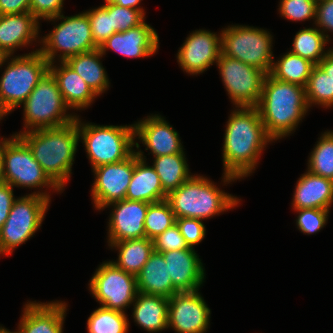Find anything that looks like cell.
I'll return each instance as SVG.
<instances>
[{"label": "cell", "mask_w": 333, "mask_h": 333, "mask_svg": "<svg viewBox=\"0 0 333 333\" xmlns=\"http://www.w3.org/2000/svg\"><path fill=\"white\" fill-rule=\"evenodd\" d=\"M315 24L320 27L319 30L325 35L329 30L333 31V0H318L316 10ZM321 27L323 29H321ZM328 29V30H327ZM324 31V32H323Z\"/></svg>", "instance_id": "ee69618b"}, {"label": "cell", "mask_w": 333, "mask_h": 333, "mask_svg": "<svg viewBox=\"0 0 333 333\" xmlns=\"http://www.w3.org/2000/svg\"><path fill=\"white\" fill-rule=\"evenodd\" d=\"M178 218L208 219L234 208L240 199L227 194L208 178L192 175L177 189L171 191L166 199Z\"/></svg>", "instance_id": "277c9868"}, {"label": "cell", "mask_w": 333, "mask_h": 333, "mask_svg": "<svg viewBox=\"0 0 333 333\" xmlns=\"http://www.w3.org/2000/svg\"><path fill=\"white\" fill-rule=\"evenodd\" d=\"M102 56L103 54L98 48L90 52L77 54L65 61L97 96L109 87L107 74L100 62Z\"/></svg>", "instance_id": "83f0119b"}, {"label": "cell", "mask_w": 333, "mask_h": 333, "mask_svg": "<svg viewBox=\"0 0 333 333\" xmlns=\"http://www.w3.org/2000/svg\"><path fill=\"white\" fill-rule=\"evenodd\" d=\"M134 136L154 157L184 153L179 134L160 115H152L134 124Z\"/></svg>", "instance_id": "ac0fdd59"}, {"label": "cell", "mask_w": 333, "mask_h": 333, "mask_svg": "<svg viewBox=\"0 0 333 333\" xmlns=\"http://www.w3.org/2000/svg\"><path fill=\"white\" fill-rule=\"evenodd\" d=\"M60 65L56 67L54 63H50L49 71L55 77L65 103L69 108L77 110L90 106L97 95L65 62H61Z\"/></svg>", "instance_id": "484cf974"}, {"label": "cell", "mask_w": 333, "mask_h": 333, "mask_svg": "<svg viewBox=\"0 0 333 333\" xmlns=\"http://www.w3.org/2000/svg\"><path fill=\"white\" fill-rule=\"evenodd\" d=\"M14 135H18L27 144L34 159L49 178L63 190L70 178L80 141L76 120L59 127L20 131Z\"/></svg>", "instance_id": "3957f363"}, {"label": "cell", "mask_w": 333, "mask_h": 333, "mask_svg": "<svg viewBox=\"0 0 333 333\" xmlns=\"http://www.w3.org/2000/svg\"><path fill=\"white\" fill-rule=\"evenodd\" d=\"M153 246L154 250L160 253L190 248L176 223L153 239Z\"/></svg>", "instance_id": "60d3db41"}, {"label": "cell", "mask_w": 333, "mask_h": 333, "mask_svg": "<svg viewBox=\"0 0 333 333\" xmlns=\"http://www.w3.org/2000/svg\"><path fill=\"white\" fill-rule=\"evenodd\" d=\"M89 288L102 307L121 312H125L138 294L136 276L121 270L112 261L96 269Z\"/></svg>", "instance_id": "4fadbf2b"}, {"label": "cell", "mask_w": 333, "mask_h": 333, "mask_svg": "<svg viewBox=\"0 0 333 333\" xmlns=\"http://www.w3.org/2000/svg\"><path fill=\"white\" fill-rule=\"evenodd\" d=\"M224 87L235 107H256L267 73L262 69L227 57L222 52L216 62Z\"/></svg>", "instance_id": "7c38bea8"}, {"label": "cell", "mask_w": 333, "mask_h": 333, "mask_svg": "<svg viewBox=\"0 0 333 333\" xmlns=\"http://www.w3.org/2000/svg\"><path fill=\"white\" fill-rule=\"evenodd\" d=\"M31 0H0V15L30 12Z\"/></svg>", "instance_id": "bcb514c9"}, {"label": "cell", "mask_w": 333, "mask_h": 333, "mask_svg": "<svg viewBox=\"0 0 333 333\" xmlns=\"http://www.w3.org/2000/svg\"><path fill=\"white\" fill-rule=\"evenodd\" d=\"M38 25L31 12L0 15V49L10 58L16 48L36 40Z\"/></svg>", "instance_id": "7402d4cb"}, {"label": "cell", "mask_w": 333, "mask_h": 333, "mask_svg": "<svg viewBox=\"0 0 333 333\" xmlns=\"http://www.w3.org/2000/svg\"><path fill=\"white\" fill-rule=\"evenodd\" d=\"M79 138L85 144V150L93 168L117 163L128 158L140 147L134 142V124L129 126L95 125L81 123L76 118Z\"/></svg>", "instance_id": "5b68a950"}, {"label": "cell", "mask_w": 333, "mask_h": 333, "mask_svg": "<svg viewBox=\"0 0 333 333\" xmlns=\"http://www.w3.org/2000/svg\"><path fill=\"white\" fill-rule=\"evenodd\" d=\"M145 12L112 3V21L116 32H124L142 24Z\"/></svg>", "instance_id": "ab89813d"}, {"label": "cell", "mask_w": 333, "mask_h": 333, "mask_svg": "<svg viewBox=\"0 0 333 333\" xmlns=\"http://www.w3.org/2000/svg\"><path fill=\"white\" fill-rule=\"evenodd\" d=\"M293 209L319 208L329 210L333 202V181L307 171L297 181Z\"/></svg>", "instance_id": "603a6c76"}, {"label": "cell", "mask_w": 333, "mask_h": 333, "mask_svg": "<svg viewBox=\"0 0 333 333\" xmlns=\"http://www.w3.org/2000/svg\"><path fill=\"white\" fill-rule=\"evenodd\" d=\"M158 47V34L150 25L143 22L127 31L112 34L99 49L103 55L107 49H111L125 57L141 58L153 55Z\"/></svg>", "instance_id": "d6986e66"}, {"label": "cell", "mask_w": 333, "mask_h": 333, "mask_svg": "<svg viewBox=\"0 0 333 333\" xmlns=\"http://www.w3.org/2000/svg\"><path fill=\"white\" fill-rule=\"evenodd\" d=\"M8 57H9V56H7L6 53L3 52V51L0 49V66H2V64H3L4 62H6L7 59L9 60Z\"/></svg>", "instance_id": "681fc988"}, {"label": "cell", "mask_w": 333, "mask_h": 333, "mask_svg": "<svg viewBox=\"0 0 333 333\" xmlns=\"http://www.w3.org/2000/svg\"><path fill=\"white\" fill-rule=\"evenodd\" d=\"M105 2H112L122 7L144 11L142 8H140V6L137 7L141 0H105Z\"/></svg>", "instance_id": "c3c4849f"}, {"label": "cell", "mask_w": 333, "mask_h": 333, "mask_svg": "<svg viewBox=\"0 0 333 333\" xmlns=\"http://www.w3.org/2000/svg\"><path fill=\"white\" fill-rule=\"evenodd\" d=\"M168 305L167 297L138 292L133 302L134 321L149 332L162 331L168 328Z\"/></svg>", "instance_id": "4316f807"}, {"label": "cell", "mask_w": 333, "mask_h": 333, "mask_svg": "<svg viewBox=\"0 0 333 333\" xmlns=\"http://www.w3.org/2000/svg\"><path fill=\"white\" fill-rule=\"evenodd\" d=\"M154 158L152 167L158 174L162 188L167 194L177 189L192 176L184 153Z\"/></svg>", "instance_id": "f546056e"}, {"label": "cell", "mask_w": 333, "mask_h": 333, "mask_svg": "<svg viewBox=\"0 0 333 333\" xmlns=\"http://www.w3.org/2000/svg\"><path fill=\"white\" fill-rule=\"evenodd\" d=\"M318 65L333 79V49H330Z\"/></svg>", "instance_id": "7dc6e473"}, {"label": "cell", "mask_w": 333, "mask_h": 333, "mask_svg": "<svg viewBox=\"0 0 333 333\" xmlns=\"http://www.w3.org/2000/svg\"><path fill=\"white\" fill-rule=\"evenodd\" d=\"M64 0H31L30 12L39 19H49L59 16L62 12Z\"/></svg>", "instance_id": "7bdbcfd3"}, {"label": "cell", "mask_w": 333, "mask_h": 333, "mask_svg": "<svg viewBox=\"0 0 333 333\" xmlns=\"http://www.w3.org/2000/svg\"><path fill=\"white\" fill-rule=\"evenodd\" d=\"M295 211L299 212L296 219L297 227L307 235L320 231L328 220L329 210L327 209L307 208Z\"/></svg>", "instance_id": "f35d334b"}, {"label": "cell", "mask_w": 333, "mask_h": 333, "mask_svg": "<svg viewBox=\"0 0 333 333\" xmlns=\"http://www.w3.org/2000/svg\"><path fill=\"white\" fill-rule=\"evenodd\" d=\"M65 302H27L15 333H62Z\"/></svg>", "instance_id": "44dd1931"}, {"label": "cell", "mask_w": 333, "mask_h": 333, "mask_svg": "<svg viewBox=\"0 0 333 333\" xmlns=\"http://www.w3.org/2000/svg\"><path fill=\"white\" fill-rule=\"evenodd\" d=\"M138 292L171 298L178 291L173 287L168 265L162 253L153 251L146 264L136 275Z\"/></svg>", "instance_id": "d4e9b609"}, {"label": "cell", "mask_w": 333, "mask_h": 333, "mask_svg": "<svg viewBox=\"0 0 333 333\" xmlns=\"http://www.w3.org/2000/svg\"><path fill=\"white\" fill-rule=\"evenodd\" d=\"M111 248L119 251L118 260L113 261L121 270L137 275L154 251L153 240L147 237L126 239L120 242L108 243Z\"/></svg>", "instance_id": "f1b7e54d"}, {"label": "cell", "mask_w": 333, "mask_h": 333, "mask_svg": "<svg viewBox=\"0 0 333 333\" xmlns=\"http://www.w3.org/2000/svg\"><path fill=\"white\" fill-rule=\"evenodd\" d=\"M143 152H135V166L125 199L156 203L167 199L160 178L152 166H147Z\"/></svg>", "instance_id": "cb8c5ba5"}, {"label": "cell", "mask_w": 333, "mask_h": 333, "mask_svg": "<svg viewBox=\"0 0 333 333\" xmlns=\"http://www.w3.org/2000/svg\"><path fill=\"white\" fill-rule=\"evenodd\" d=\"M94 43L99 48L112 34L116 33L112 21V2L86 12Z\"/></svg>", "instance_id": "8d00e7d4"}, {"label": "cell", "mask_w": 333, "mask_h": 333, "mask_svg": "<svg viewBox=\"0 0 333 333\" xmlns=\"http://www.w3.org/2000/svg\"><path fill=\"white\" fill-rule=\"evenodd\" d=\"M175 223L188 247L194 248V246L199 244L206 235L205 226L200 219L178 218L175 220Z\"/></svg>", "instance_id": "b9f144b4"}, {"label": "cell", "mask_w": 333, "mask_h": 333, "mask_svg": "<svg viewBox=\"0 0 333 333\" xmlns=\"http://www.w3.org/2000/svg\"><path fill=\"white\" fill-rule=\"evenodd\" d=\"M49 65L39 49L11 58L0 78V108L9 114L22 105L49 71Z\"/></svg>", "instance_id": "8992f818"}, {"label": "cell", "mask_w": 333, "mask_h": 333, "mask_svg": "<svg viewBox=\"0 0 333 333\" xmlns=\"http://www.w3.org/2000/svg\"><path fill=\"white\" fill-rule=\"evenodd\" d=\"M2 173L4 182L12 187H49L62 191L34 159L27 144L18 136L12 135L1 143Z\"/></svg>", "instance_id": "8fae6325"}, {"label": "cell", "mask_w": 333, "mask_h": 333, "mask_svg": "<svg viewBox=\"0 0 333 333\" xmlns=\"http://www.w3.org/2000/svg\"><path fill=\"white\" fill-rule=\"evenodd\" d=\"M135 166V151L125 160L93 168L92 198L97 210L124 200Z\"/></svg>", "instance_id": "5bb4252c"}, {"label": "cell", "mask_w": 333, "mask_h": 333, "mask_svg": "<svg viewBox=\"0 0 333 333\" xmlns=\"http://www.w3.org/2000/svg\"><path fill=\"white\" fill-rule=\"evenodd\" d=\"M308 171L333 181V132L326 131L317 141L308 160Z\"/></svg>", "instance_id": "e575fe53"}, {"label": "cell", "mask_w": 333, "mask_h": 333, "mask_svg": "<svg viewBox=\"0 0 333 333\" xmlns=\"http://www.w3.org/2000/svg\"><path fill=\"white\" fill-rule=\"evenodd\" d=\"M4 182L2 173V154H1V144H0V184Z\"/></svg>", "instance_id": "f907efd6"}, {"label": "cell", "mask_w": 333, "mask_h": 333, "mask_svg": "<svg viewBox=\"0 0 333 333\" xmlns=\"http://www.w3.org/2000/svg\"><path fill=\"white\" fill-rule=\"evenodd\" d=\"M25 131L59 127L76 120V115L66 114L69 106L59 90L50 71L39 81L31 94L22 103Z\"/></svg>", "instance_id": "52a82bcc"}, {"label": "cell", "mask_w": 333, "mask_h": 333, "mask_svg": "<svg viewBox=\"0 0 333 333\" xmlns=\"http://www.w3.org/2000/svg\"><path fill=\"white\" fill-rule=\"evenodd\" d=\"M0 333H15V332H11V331H9V330H7V329H5L4 327H0Z\"/></svg>", "instance_id": "816d5d0a"}, {"label": "cell", "mask_w": 333, "mask_h": 333, "mask_svg": "<svg viewBox=\"0 0 333 333\" xmlns=\"http://www.w3.org/2000/svg\"><path fill=\"white\" fill-rule=\"evenodd\" d=\"M129 321L125 312L99 307L87 320L88 333H127Z\"/></svg>", "instance_id": "d6a6232c"}, {"label": "cell", "mask_w": 333, "mask_h": 333, "mask_svg": "<svg viewBox=\"0 0 333 333\" xmlns=\"http://www.w3.org/2000/svg\"><path fill=\"white\" fill-rule=\"evenodd\" d=\"M175 220L174 212L167 200L151 203L144 222L145 237L151 240L155 239L174 225Z\"/></svg>", "instance_id": "d590c367"}, {"label": "cell", "mask_w": 333, "mask_h": 333, "mask_svg": "<svg viewBox=\"0 0 333 333\" xmlns=\"http://www.w3.org/2000/svg\"><path fill=\"white\" fill-rule=\"evenodd\" d=\"M4 116H6V113L0 108V119H2ZM4 139L0 141V144L2 143Z\"/></svg>", "instance_id": "f5cc1de1"}, {"label": "cell", "mask_w": 333, "mask_h": 333, "mask_svg": "<svg viewBox=\"0 0 333 333\" xmlns=\"http://www.w3.org/2000/svg\"><path fill=\"white\" fill-rule=\"evenodd\" d=\"M57 19H62L61 23L55 26L46 37H43L41 40L43 46L39 49L49 63L54 62L58 51H60V62H65L77 54L98 49L92 37L86 12L70 17L60 14L46 20L54 21Z\"/></svg>", "instance_id": "9c48e42d"}, {"label": "cell", "mask_w": 333, "mask_h": 333, "mask_svg": "<svg viewBox=\"0 0 333 333\" xmlns=\"http://www.w3.org/2000/svg\"><path fill=\"white\" fill-rule=\"evenodd\" d=\"M280 15L292 21L316 20L318 0H280Z\"/></svg>", "instance_id": "74e56055"}, {"label": "cell", "mask_w": 333, "mask_h": 333, "mask_svg": "<svg viewBox=\"0 0 333 333\" xmlns=\"http://www.w3.org/2000/svg\"><path fill=\"white\" fill-rule=\"evenodd\" d=\"M256 108L268 136L281 139L296 129L309 109L305 87L267 74Z\"/></svg>", "instance_id": "7a4b0ae2"}, {"label": "cell", "mask_w": 333, "mask_h": 333, "mask_svg": "<svg viewBox=\"0 0 333 333\" xmlns=\"http://www.w3.org/2000/svg\"><path fill=\"white\" fill-rule=\"evenodd\" d=\"M222 53L270 74L273 66L272 36L264 29L234 25L221 31Z\"/></svg>", "instance_id": "30bf717a"}, {"label": "cell", "mask_w": 333, "mask_h": 333, "mask_svg": "<svg viewBox=\"0 0 333 333\" xmlns=\"http://www.w3.org/2000/svg\"><path fill=\"white\" fill-rule=\"evenodd\" d=\"M207 30H196L186 38L178 50L177 61L189 74L203 73L217 62L221 54L220 36Z\"/></svg>", "instance_id": "2e32d148"}, {"label": "cell", "mask_w": 333, "mask_h": 333, "mask_svg": "<svg viewBox=\"0 0 333 333\" xmlns=\"http://www.w3.org/2000/svg\"><path fill=\"white\" fill-rule=\"evenodd\" d=\"M237 108L231 113L225 130L222 156L224 183L250 175L267 142L273 141L256 107Z\"/></svg>", "instance_id": "6da1fadb"}, {"label": "cell", "mask_w": 333, "mask_h": 333, "mask_svg": "<svg viewBox=\"0 0 333 333\" xmlns=\"http://www.w3.org/2000/svg\"><path fill=\"white\" fill-rule=\"evenodd\" d=\"M168 265L173 287L178 292L199 290L204 281V268L194 248L162 253Z\"/></svg>", "instance_id": "ffe728a7"}, {"label": "cell", "mask_w": 333, "mask_h": 333, "mask_svg": "<svg viewBox=\"0 0 333 333\" xmlns=\"http://www.w3.org/2000/svg\"><path fill=\"white\" fill-rule=\"evenodd\" d=\"M49 202L48 193L39 191L14 201L9 216L0 229V254H12L17 246L33 237L41 226Z\"/></svg>", "instance_id": "ba28073f"}, {"label": "cell", "mask_w": 333, "mask_h": 333, "mask_svg": "<svg viewBox=\"0 0 333 333\" xmlns=\"http://www.w3.org/2000/svg\"><path fill=\"white\" fill-rule=\"evenodd\" d=\"M328 41L329 35H324L318 28H305L295 35L290 52L318 65L329 51H324Z\"/></svg>", "instance_id": "1f68e13d"}, {"label": "cell", "mask_w": 333, "mask_h": 333, "mask_svg": "<svg viewBox=\"0 0 333 333\" xmlns=\"http://www.w3.org/2000/svg\"><path fill=\"white\" fill-rule=\"evenodd\" d=\"M210 312L198 290L175 293L169 298L168 327L178 333H204L208 329Z\"/></svg>", "instance_id": "9a60e30c"}, {"label": "cell", "mask_w": 333, "mask_h": 333, "mask_svg": "<svg viewBox=\"0 0 333 333\" xmlns=\"http://www.w3.org/2000/svg\"><path fill=\"white\" fill-rule=\"evenodd\" d=\"M315 64L290 51L273 63L270 74L278 80L306 87Z\"/></svg>", "instance_id": "4dcf8cb0"}, {"label": "cell", "mask_w": 333, "mask_h": 333, "mask_svg": "<svg viewBox=\"0 0 333 333\" xmlns=\"http://www.w3.org/2000/svg\"><path fill=\"white\" fill-rule=\"evenodd\" d=\"M13 187L6 182L0 184V229L9 216L10 209L16 200Z\"/></svg>", "instance_id": "f6af8a7d"}, {"label": "cell", "mask_w": 333, "mask_h": 333, "mask_svg": "<svg viewBox=\"0 0 333 333\" xmlns=\"http://www.w3.org/2000/svg\"><path fill=\"white\" fill-rule=\"evenodd\" d=\"M150 204L128 199L108 204L106 207H114L108 222V242L115 243L126 239L144 238V222Z\"/></svg>", "instance_id": "e0dca14e"}, {"label": "cell", "mask_w": 333, "mask_h": 333, "mask_svg": "<svg viewBox=\"0 0 333 333\" xmlns=\"http://www.w3.org/2000/svg\"><path fill=\"white\" fill-rule=\"evenodd\" d=\"M309 107L318 104L326 108L333 105V79L319 66L315 65L305 87Z\"/></svg>", "instance_id": "836d02e7"}]
</instances>
